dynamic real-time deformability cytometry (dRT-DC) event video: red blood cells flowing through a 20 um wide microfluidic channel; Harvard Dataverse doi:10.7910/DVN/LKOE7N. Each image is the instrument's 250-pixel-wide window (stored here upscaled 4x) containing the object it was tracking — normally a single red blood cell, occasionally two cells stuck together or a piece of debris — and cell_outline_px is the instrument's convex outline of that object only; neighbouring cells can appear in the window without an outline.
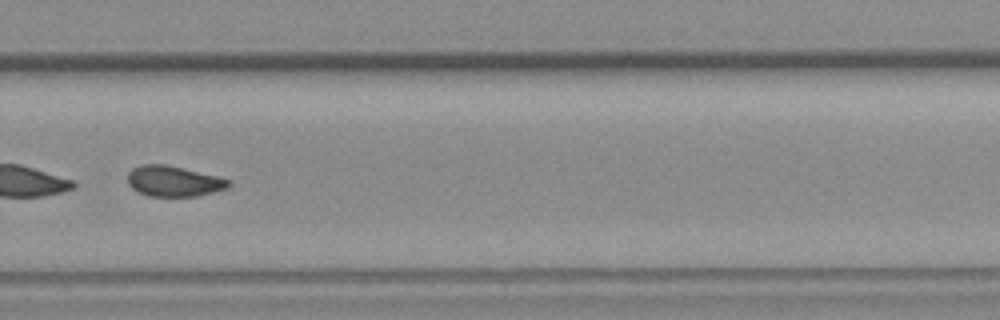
{"species": "common noctule bat (a hibernating species)", "species_latin": "Nyctalus noctula", "temperature_condition": "room temperature", "stored_images_in_passage": 54, "segment_of_instrument_passage": [2, 2], "camera_frame_rate_fps": 3000, "um_per_image_px": 0.085, "animal": {"sex": "female", "body_mass_g": 19.3, "forearm_length_mm": 54.1}, "frame": {"image": 1, "passage_image": 37, "time_ms": 12.0, "image_size_px": [1000, 320], "cell_outline_px": [[232, 184], [228, 188], [196, 196], [148, 196], [132, 188], [128, 184], [128, 172], [132, 168], [140, 164], [164, 164], [216, 176], [228, 180]], "centroid_in_image_um": [14.73, 15.4], "position_along_channel_um": 315.1, "area_um2": 17.8}}